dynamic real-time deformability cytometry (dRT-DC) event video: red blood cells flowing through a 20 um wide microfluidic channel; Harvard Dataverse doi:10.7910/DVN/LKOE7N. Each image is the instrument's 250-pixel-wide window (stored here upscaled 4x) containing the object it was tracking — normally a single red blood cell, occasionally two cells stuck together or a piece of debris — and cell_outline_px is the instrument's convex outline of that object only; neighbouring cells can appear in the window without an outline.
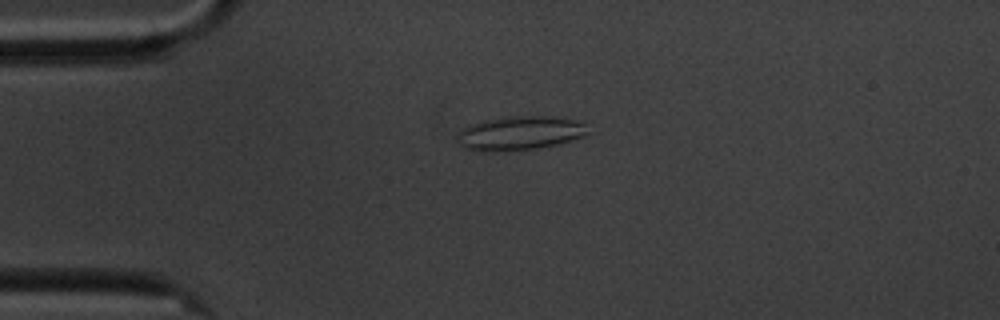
{"species": "common noctule bat (a hibernating species)", "species_latin": "Nyctalus noctula", "temperature_condition": "cold", "stored_images_in_passage": 55, "camera_frame_rate_fps": 3000, "um_per_image_px": 0.085, "animal": {"sex": "male", "body_mass_g": 20.1, "forearm_length_mm": 53.5}, "frame": {"image": 1, "passage_image": 10, "time_ms": 3.0, "image_size_px": [1000, 320], "cell_outline_px": [[588, 132], [584, 136], [556, 144], [536, 148], [492, 152], [476, 152], [464, 148], [456, 140], [460, 132], [464, 128], [472, 124], [484, 120], [508, 116], [556, 116], [576, 120], [584, 124]], "centroid_in_image_um": [44.15, 11.32], "position_along_channel_um": 40.8, "area_um2": 25.84}}
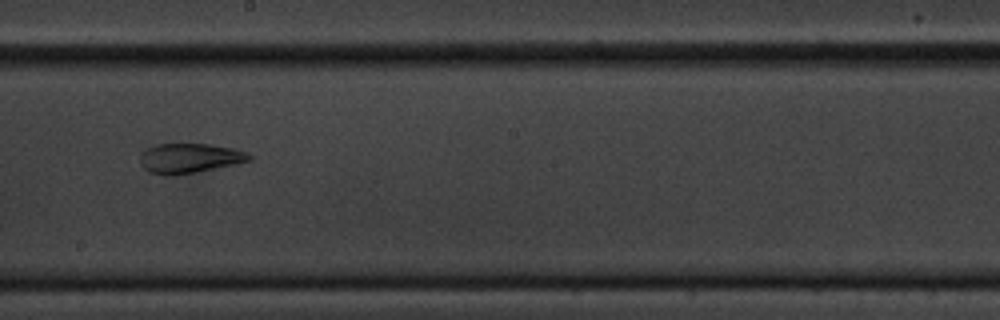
{"frame": {"image": 2, "passage_image": 29, "time_ms": 9.333, "image_size_px": [1000, 320], "cell_outline_px": [[252, 160], [236, 164], [192, 172], [168, 176], [164, 176], [148, 172], [144, 168], [140, 160], [140, 156], [148, 148], [156, 144], [212, 144], [236, 148], [248, 152], [252, 156]], "centroid_in_image_um": [16.15, 13.44], "position_along_channel_um": 232.0, "area_um2": 18.9}}
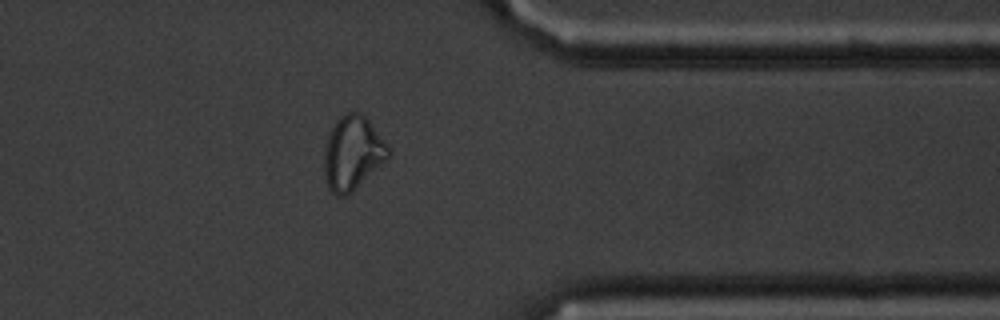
{"frame": {"image": 3, "passage_image": 43, "time_ms": 14.0, "image_size_px": [1000, 320], "cell_outline_px": [[392, 156], [352, 192], [344, 196], [336, 196], [328, 188], [324, 172], [324, 152], [328, 136], [336, 120], [340, 116], [348, 112], [360, 112], [368, 120], [392, 148]], "centroid_in_image_um": [30.01, 13.02], "position_along_channel_um": 381.4, "area_um2": 27.92}, "authors_computed_cell_mechanics": {"area_um2": 24.6228, "velocity_mm_per_s": 3.4139, "shape_relaxation_time_tau1_ms": null, "shape_relaxation_time_tau2_ms": 2.5408, "deformation_change_tau1": null, "deformation_change_tau2": 0.1086}}